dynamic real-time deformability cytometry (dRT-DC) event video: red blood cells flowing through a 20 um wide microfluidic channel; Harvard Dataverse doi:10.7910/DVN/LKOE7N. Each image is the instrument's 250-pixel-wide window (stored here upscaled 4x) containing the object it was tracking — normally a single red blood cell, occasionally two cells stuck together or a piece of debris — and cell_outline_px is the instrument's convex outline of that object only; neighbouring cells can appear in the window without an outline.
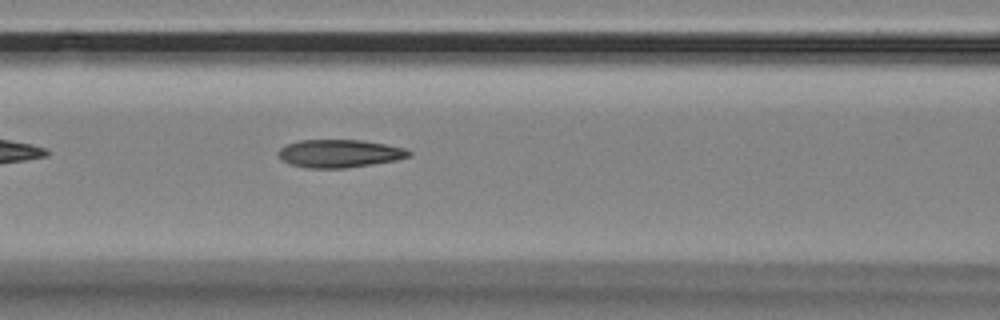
{"species": "Egyptian fruit bat (a non-hibernating species)", "species_latin": "Rousettus aegyptiacus", "temperature_condition": "room temperature", "stored_images_in_passage": 39, "camera_frame_rate_fps": 3000, "um_per_image_px": 0.085, "animal": {"sex": "female"}, "frame": {"image": 1, "passage_image": 7, "time_ms": 2.0, "image_size_px": [1000, 320], "cell_outline_px": [[412, 156], [396, 160], [372, 164], [344, 168], [304, 168], [288, 164], [280, 160], [276, 152], [280, 148], [288, 144], [300, 140], [360, 140], [384, 144], [404, 148], [412, 152]], "centroid_in_image_um": [28.81, 13.06], "position_along_channel_um": 137.8, "area_um2": 21.39}}
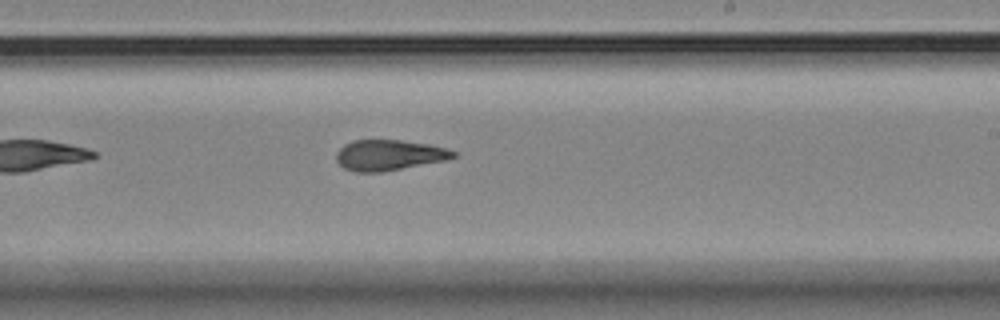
{"frame": {"image": 2, "passage_image": 17, "time_ms": 5.333, "image_size_px": [1000, 320], "cell_outline_px": [[456, 156], [448, 160], [380, 172], [356, 172], [344, 168], [336, 160], [336, 152], [344, 144], [352, 140], [400, 140], [428, 144], [448, 148], [456, 152]], "centroid_in_image_um": [33.07, 13.18], "position_along_channel_um": 255.9, "area_um2": 20.92}}
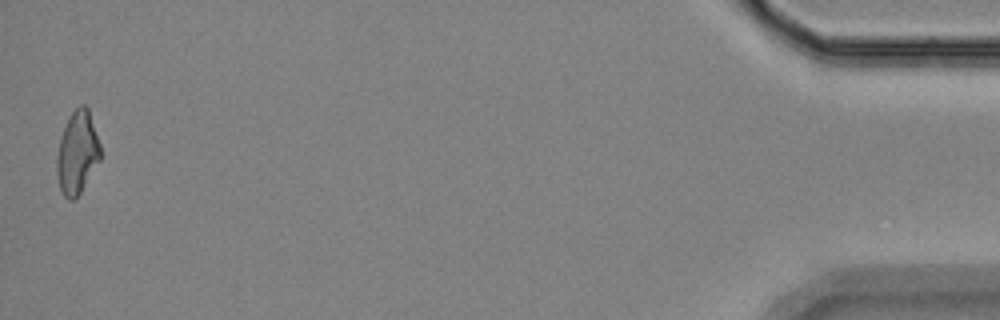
{"frame": {"image": 3, "passage_image": 39, "time_ms": 12.667, "image_size_px": [1000, 320], "cell_outline_px": [[100, 160], [80, 192], [72, 200], [68, 200], [64, 196], [60, 188], [56, 172], [56, 156], [60, 140], [64, 128], [72, 112], [80, 104], [84, 104], [88, 108], [100, 144]], "centroid_in_image_um": [6.56, 12.97], "position_along_channel_um": 428.6, "area_um2": 20.69}, "authors_computed_cell_mechanics": {"area_um2": 20.9236, "velocity_mm_per_s": 3.5557, "shape_relaxation_time_tau1_ms": null, "shape_relaxation_time_tau2_ms": 3.0784, "deformation_change_tau1": null, "deformation_change_tau2": 0.1155}}